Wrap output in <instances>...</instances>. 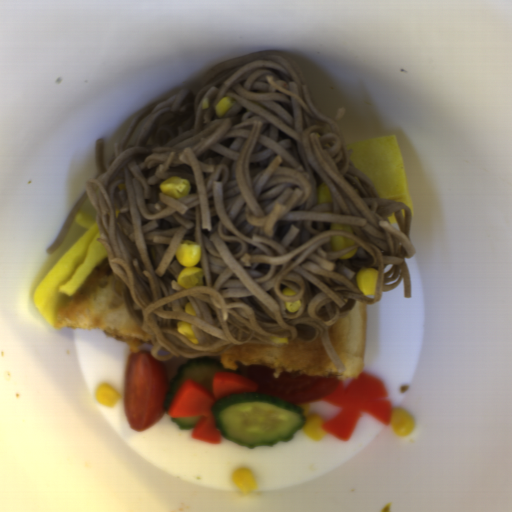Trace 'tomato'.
<instances>
[{
    "label": "tomato",
    "mask_w": 512,
    "mask_h": 512,
    "mask_svg": "<svg viewBox=\"0 0 512 512\" xmlns=\"http://www.w3.org/2000/svg\"><path fill=\"white\" fill-rule=\"evenodd\" d=\"M169 392L165 364L149 351L128 356L123 384V406L130 428L144 432L167 412L164 403Z\"/></svg>",
    "instance_id": "obj_1"
},
{
    "label": "tomato",
    "mask_w": 512,
    "mask_h": 512,
    "mask_svg": "<svg viewBox=\"0 0 512 512\" xmlns=\"http://www.w3.org/2000/svg\"><path fill=\"white\" fill-rule=\"evenodd\" d=\"M276 368L253 364L246 372L245 378L257 387L253 393L277 398L292 405H304L315 402L333 393L340 380L336 376L321 374H302L299 372H280L274 377Z\"/></svg>",
    "instance_id": "obj_2"
}]
</instances>
